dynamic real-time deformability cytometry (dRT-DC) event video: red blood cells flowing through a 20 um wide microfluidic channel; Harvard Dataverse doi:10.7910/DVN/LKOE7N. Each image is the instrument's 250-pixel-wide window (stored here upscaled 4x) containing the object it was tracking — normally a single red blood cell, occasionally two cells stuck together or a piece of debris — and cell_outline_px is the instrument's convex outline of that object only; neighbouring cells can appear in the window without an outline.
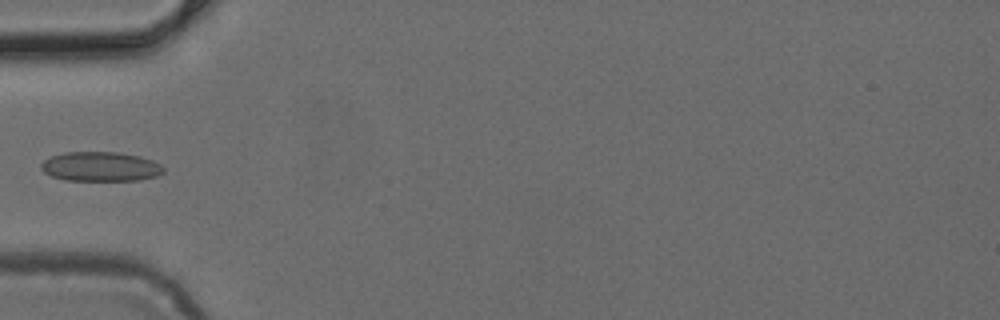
{"species": "common noctule bat (a hibernating species)", "species_latin": "Nyctalus noctula", "temperature_condition": "cold", "stored_images_in_passage": 2, "camera_frame_rate_fps": 3000, "um_per_image_px": 0.085, "animal": {"sex": "female", "body_mass_g": 24.6, "forearm_length_mm": 56.2}, "frame": {"image": 1, "passage_image": 2, "time_ms": 0.333, "image_size_px": [1000, 320], "cell_outline_px": [[164, 172], [156, 176], [140, 180], [64, 180], [52, 176], [44, 172], [40, 168], [40, 164], [44, 160], [52, 156], [64, 152], [120, 152], [140, 156], [152, 160], [160, 164], [164, 168]], "centroid_in_image_um": [8.55, 14.15], "position_along_channel_um": 76.5, "area_um2": 21.1}}